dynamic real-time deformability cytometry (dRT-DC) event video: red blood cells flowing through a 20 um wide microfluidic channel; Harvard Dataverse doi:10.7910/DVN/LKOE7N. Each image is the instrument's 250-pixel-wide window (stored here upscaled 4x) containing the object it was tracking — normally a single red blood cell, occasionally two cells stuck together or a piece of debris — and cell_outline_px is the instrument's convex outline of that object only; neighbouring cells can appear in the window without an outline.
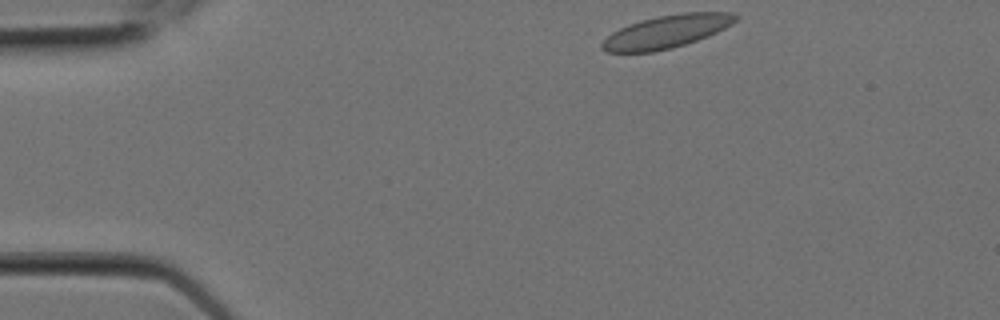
{"species": "Egyptian fruit bat (a non-hibernating species)", "species_latin": "Rousettus aegyptiacus", "temperature_condition": "room temperature", "stored_images_in_passage": 2, "camera_frame_rate_fps": 3000, "um_per_image_px": 0.085, "animal": {"sex": "female"}, "frame": {"image": 1, "passage_image": 1, "time_ms": 0.0, "image_size_px": [1000, 320], "cell_outline_px": [[736, 20], [732, 24], [708, 36], [672, 48], [652, 52], [608, 52], [600, 48], [600, 44], [612, 32], [628, 24], [640, 20], [680, 12], [732, 12], [736, 16]], "centroid_in_image_um": [56.63, 2.68], "position_along_channel_um": 28.4, "area_um2": 25.43}}